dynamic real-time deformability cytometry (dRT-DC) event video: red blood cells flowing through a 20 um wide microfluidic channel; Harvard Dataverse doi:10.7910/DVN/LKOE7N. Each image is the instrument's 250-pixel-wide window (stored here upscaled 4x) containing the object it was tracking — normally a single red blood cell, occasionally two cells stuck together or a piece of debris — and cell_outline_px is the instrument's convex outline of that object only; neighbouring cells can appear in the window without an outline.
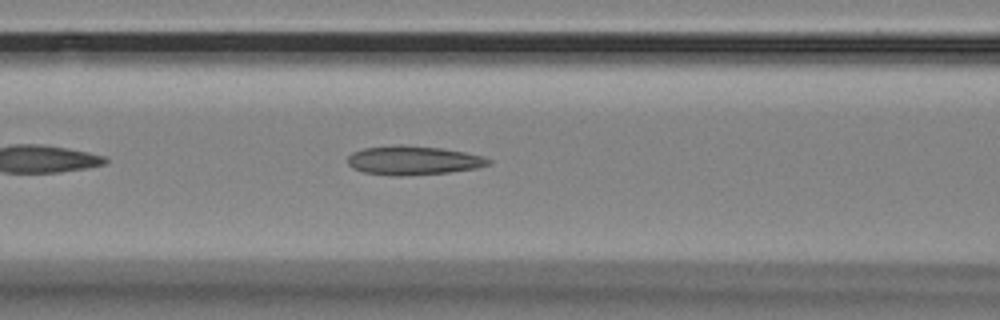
{"species": "Egyptian fruit bat (a non-hibernating species)", "species_latin": "Rousettus aegyptiacus", "temperature_condition": "room temperature", "stored_images_in_passage": 39, "camera_frame_rate_fps": 3000, "um_per_image_px": 0.085, "animal": {"sex": "female"}, "frame": {"image": 1, "passage_image": 9, "time_ms": 2.667, "image_size_px": [1000, 320], "cell_outline_px": [[492, 160], [488, 164], [476, 168], [448, 172], [400, 176], [392, 176], [364, 172], [352, 168], [348, 164], [348, 156], [352, 152], [364, 148], [400, 144], [440, 148], [464, 152], [480, 156]], "centroid_in_image_um": [35.07, 13.63], "position_along_channel_um": 131.5, "area_um2": 23.58}}
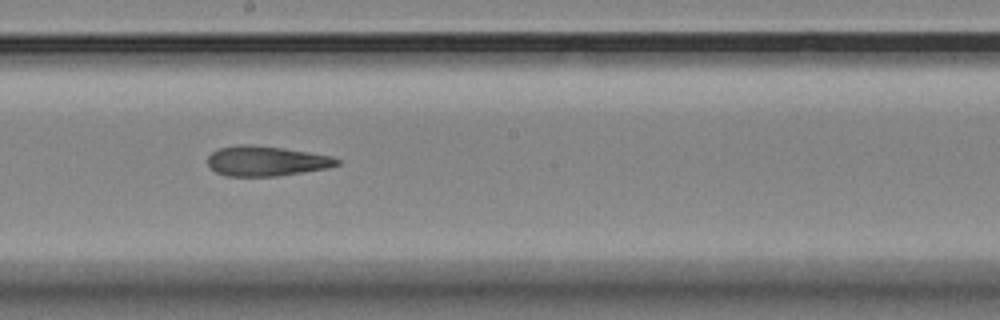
{"frame": {"image": 2, "passage_image": 17, "time_ms": 5.333, "image_size_px": [1000, 320], "cell_outline_px": [[340, 164], [328, 168], [276, 176], [228, 176], [216, 172], [208, 164], [208, 156], [212, 152], [220, 148], [240, 144], [244, 144], [284, 148], [332, 156], [340, 160]], "centroid_in_image_um": [22.64, 13.69], "position_along_channel_um": 225.6, "area_um2": 22.43}}
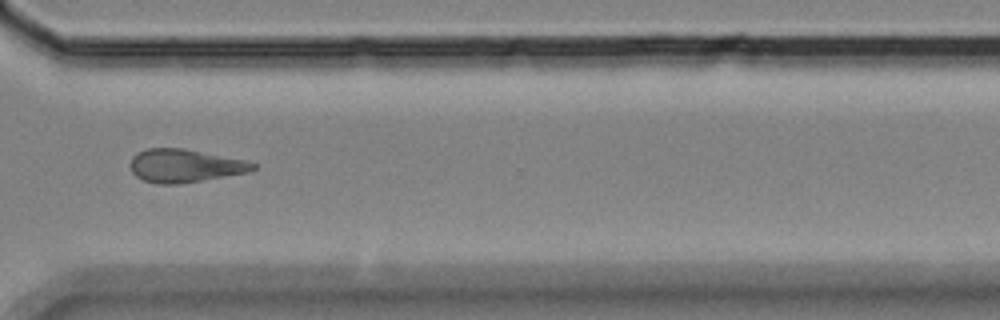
{"frame": {"image": 3, "passage_image": 28, "time_ms": 9.0, "image_size_px": [1000, 320], "cell_outline_px": [[256, 168], [248, 172], [176, 184], [156, 184], [144, 180], [136, 176], [132, 172], [132, 156], [136, 152], [148, 148], [184, 148], [244, 160], [256, 164]], "centroid_in_image_um": [15.68, 14.08], "position_along_channel_um": 354.9, "area_um2": 23.35}, "authors_computed_cell_mechanics": {"area_um2": 23.2356, "velocity_mm_per_s": 3.5225, "shape_relaxation_time_tau1_ms": null, "shape_relaxation_time_tau2_ms": 6.0655, "deformation_change_tau1": null, "deformation_change_tau2": 0.1546}}